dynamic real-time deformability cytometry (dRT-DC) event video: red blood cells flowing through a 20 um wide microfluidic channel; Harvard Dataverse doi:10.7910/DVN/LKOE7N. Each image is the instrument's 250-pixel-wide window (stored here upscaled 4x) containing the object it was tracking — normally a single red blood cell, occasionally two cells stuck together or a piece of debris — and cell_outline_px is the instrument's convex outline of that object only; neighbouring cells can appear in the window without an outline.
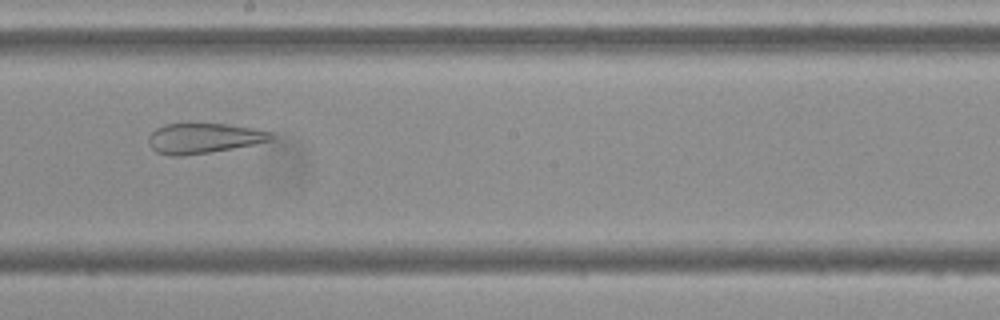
{"species": "Egyptian fruit bat (a non-hibernating species)", "species_latin": "Rousettus aegyptiacus", "temperature_condition": "cold", "stored_images_in_passage": 8, "camera_frame_rate_fps": 3000, "um_per_image_px": 0.085, "frame": {"image": 1, "passage_image": 7, "time_ms": 7.0, "image_size_px": [1000, 320], "cell_outline_px": [[276, 136], [272, 140], [232, 148], [208, 152], [180, 156], [172, 156], [156, 152], [148, 144], [148, 136], [156, 128], [164, 124], [224, 124], [256, 128], [272, 132]], "centroid_in_image_um": [17.31, 11.74], "position_along_channel_um": 230.9, "area_um2": 21.44}}